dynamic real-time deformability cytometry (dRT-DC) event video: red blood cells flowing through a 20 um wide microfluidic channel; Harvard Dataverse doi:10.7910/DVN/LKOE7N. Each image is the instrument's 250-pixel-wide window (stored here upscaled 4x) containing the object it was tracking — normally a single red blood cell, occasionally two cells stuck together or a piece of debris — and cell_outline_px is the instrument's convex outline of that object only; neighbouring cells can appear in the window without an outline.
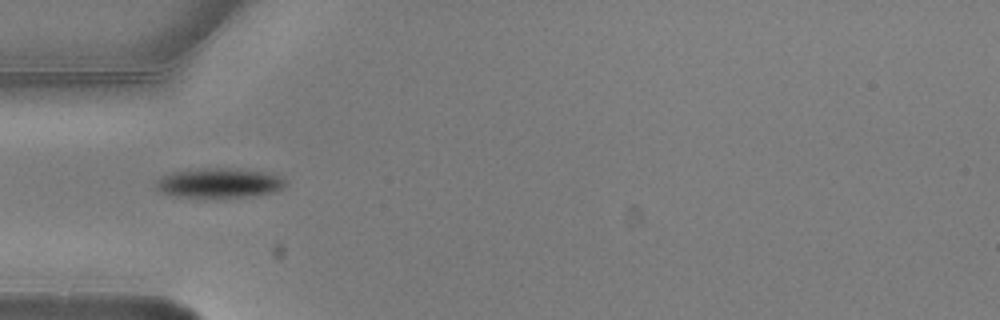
{"species": "common noctule bat (a hibernating species)", "species_latin": "Nyctalus noctula", "temperature_condition": "warm", "stored_images_in_passage": 2, "camera_frame_rate_fps": 3000, "um_per_image_px": 0.085, "animal": {"sex": "male", "body_mass_g": 20.5, "forearm_length_mm": 52.5}, "frame": {"image": 1, "passage_image": 1, "time_ms": 0.0, "image_size_px": [1000, 320], "cell_outline_px": [[288, 184], [276, 192], [252, 196], [176, 196], [164, 192], [156, 188], [156, 180], [172, 172], [204, 168], [228, 168], [264, 172], [280, 176], [288, 180]], "centroid_in_image_um": [18.71, 15.54], "position_along_channel_um": 66.3, "area_um2": 21.96}}
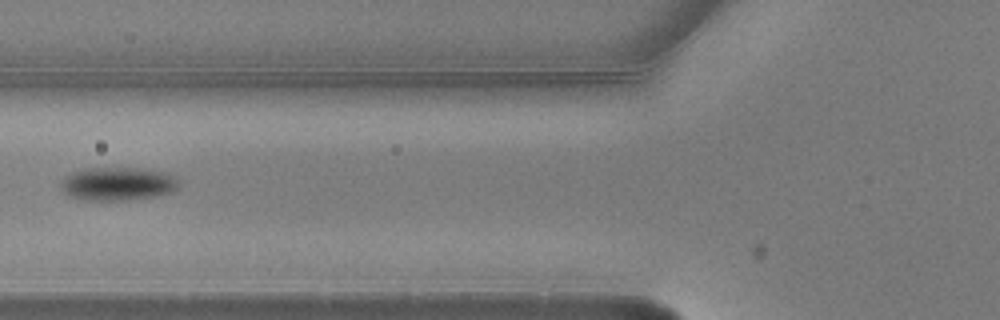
{"frame": {"image": 2, "passage_image": 2, "time_ms": 0.333, "image_size_px": [1000, 320], "cell_outline_px": [[180, 184], [172, 192], [156, 196], [132, 200], [84, 200], [68, 196], [60, 188], [60, 184], [72, 172], [84, 168], [136, 168], [164, 172], [172, 176]], "centroid_in_image_um": [9.99, 15.64], "position_along_channel_um": 115.8, "area_um2": 22.83}}